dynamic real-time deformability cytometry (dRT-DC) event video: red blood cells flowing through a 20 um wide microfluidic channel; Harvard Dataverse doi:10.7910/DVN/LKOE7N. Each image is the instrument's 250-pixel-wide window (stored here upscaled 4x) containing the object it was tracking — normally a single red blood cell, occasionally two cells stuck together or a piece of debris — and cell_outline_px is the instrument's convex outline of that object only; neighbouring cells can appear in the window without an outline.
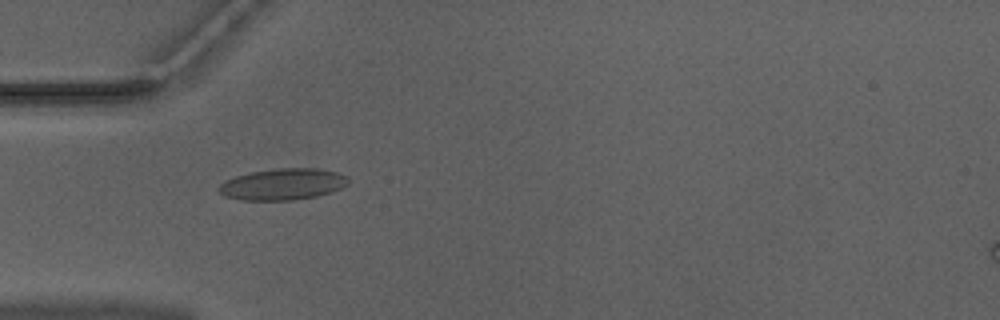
{"species": "Egyptian fruit bat (a non-hibernating species)", "species_latin": "Rousettus aegyptiacus", "temperature_condition": "warm", "stored_images_in_passage": 43, "camera_frame_rate_fps": 3000, "um_per_image_px": 0.085, "animal": {"sex": "male"}, "frame": {"image": 1, "passage_image": 7, "time_ms": 2.0, "image_size_px": [1000, 320], "cell_outline_px": [[348, 184], [332, 192], [316, 196], [292, 200], [240, 200], [224, 196], [216, 188], [224, 180], [248, 172], [280, 168], [316, 168], [340, 172], [348, 176]], "centroid_in_image_um": [24.03, 15.65], "position_along_channel_um": 61.0, "area_um2": 23.93}}
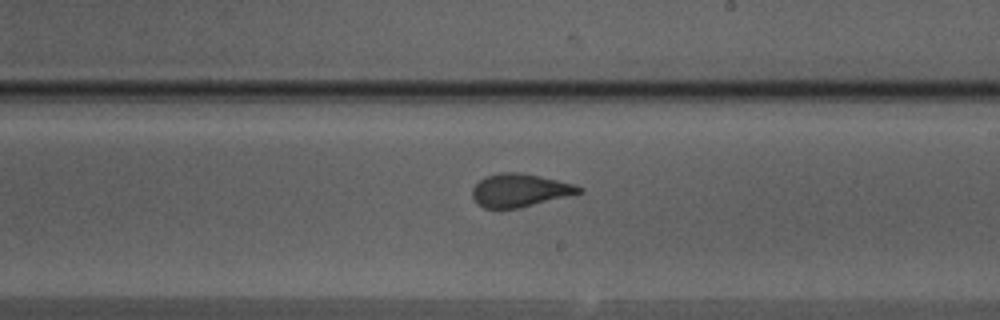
{"frame": {"image": 2, "passage_image": 21, "time_ms": 6.667, "image_size_px": [1000, 320], "cell_outline_px": [[584, 192], [520, 208], [484, 208], [472, 196], [472, 188], [484, 176], [500, 172], [520, 172], [540, 176], [572, 184], [584, 188]], "centroid_in_image_um": [44.19, 16.17], "position_along_channel_um": 244.8, "area_um2": 20.46}}
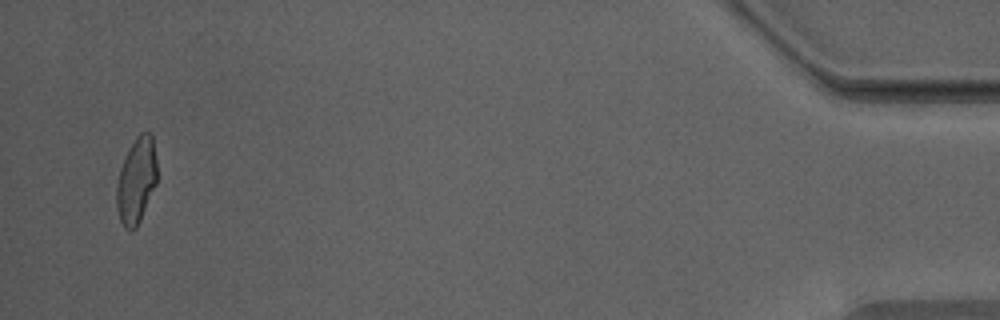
{"frame": {"image": 3, "passage_image": 41, "time_ms": 13.333, "image_size_px": [1000, 320], "cell_outline_px": [[156, 184], [140, 220], [136, 228], [124, 228], [120, 220], [116, 204], [116, 184], [120, 168], [128, 148], [136, 136], [140, 132], [152, 132], [156, 160]], "centroid_in_image_um": [11.58, 15.3], "position_along_channel_um": 423.6, "area_um2": 20.23}, "authors_computed_cell_mechanics": {"area_um2": 20.8658, "velocity_mm_per_s": 3.9843, "shape_relaxation_time_tau1_ms": 8.6736, "shape_relaxation_time_tau2_ms": 0.8666, "deformation_change_tau1": 0.2224, "deformation_change_tau2": 0.0576}}